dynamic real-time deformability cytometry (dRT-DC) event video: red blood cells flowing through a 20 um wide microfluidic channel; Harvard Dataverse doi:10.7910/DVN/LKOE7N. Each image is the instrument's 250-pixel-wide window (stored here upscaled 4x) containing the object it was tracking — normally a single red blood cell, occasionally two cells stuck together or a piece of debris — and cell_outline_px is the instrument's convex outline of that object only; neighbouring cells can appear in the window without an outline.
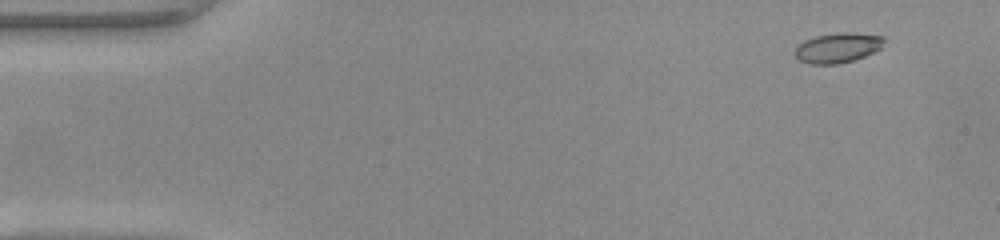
{"species": "common noctule bat (a hibernating species)", "species_latin": "Nyctalus noctula", "temperature_condition": "warm", "stored_images_in_passage": 49, "camera_frame_rate_fps": 3000, "um_per_image_px": 0.085, "animal": {"sex": "female", "body_mass_g": 22.0, "forearm_length_mm": 56.7}, "frame": {"image": 1, "passage_image": 3, "time_ms": 0.667, "image_size_px": [1000, 240], "cell_outline_px": [[884, 40], [880, 48], [876, 52], [840, 64], [808, 64], [800, 60], [796, 56], [796, 48], [804, 40], [816, 36], [840, 32], [848, 32], [884, 36]], "centroid_in_image_um": [71.22, 4.06], "position_along_channel_um": 13.8, "area_um2": 15.43}}
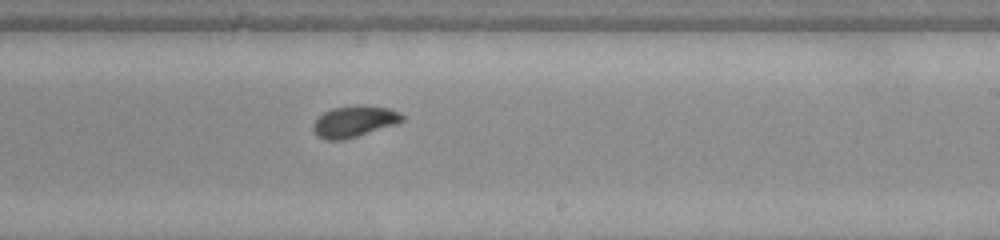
{"frame": {"image": 2, "passage_image": 29, "time_ms": 9.333, "image_size_px": [1000, 240], "cell_outline_px": [[404, 120], [396, 124], [344, 140], [324, 140], [316, 136], [312, 128], [312, 124], [324, 112], [332, 108], [356, 104], [368, 104], [388, 108], [400, 112], [404, 116]], "centroid_in_image_um": [30.1, 10.31], "position_along_channel_um": 258.9, "area_um2": 16.53}}
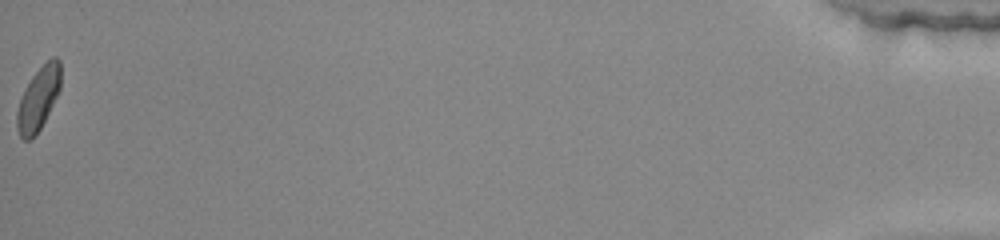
{"frame": {"image": 3, "passage_image": 49, "time_ms": 16.0, "image_size_px": [1000, 240], "cell_outline_px": [[60, 88], [36, 136], [28, 140], [24, 140], [20, 136], [16, 128], [16, 112], [20, 100], [32, 76], [52, 56], [56, 56], [60, 60]], "centroid_in_image_um": [3.25, 8.4], "position_along_channel_um": 432.0, "area_um2": 15.72}, "authors_computed_cell_mechanics": {"area_um2": 15.8372, "velocity_mm_per_s": 4.1446, "shape_relaxation_time_tau1_ms": 2.1874, "shape_relaxation_time_tau2_ms": 1.222, "deformation_change_tau1": 0.1106, "deformation_change_tau2": 0.0522}}